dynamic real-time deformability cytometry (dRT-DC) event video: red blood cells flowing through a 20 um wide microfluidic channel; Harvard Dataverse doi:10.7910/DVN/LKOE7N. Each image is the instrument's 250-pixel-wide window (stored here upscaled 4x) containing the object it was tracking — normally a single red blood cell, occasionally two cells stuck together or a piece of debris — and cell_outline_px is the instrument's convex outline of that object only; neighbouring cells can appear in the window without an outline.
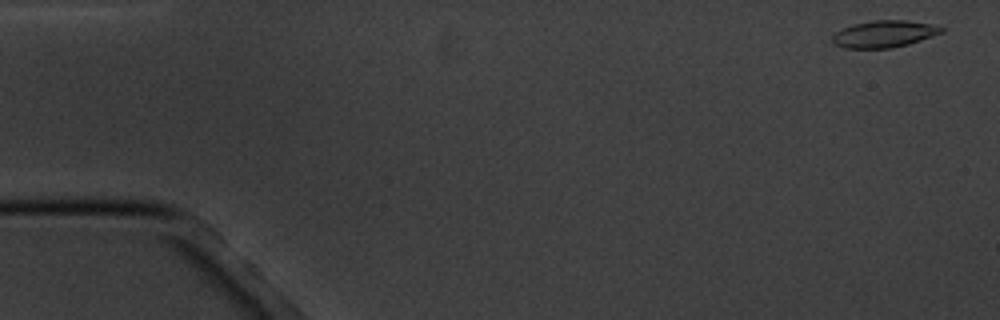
{"species": "common noctule bat (a hibernating species)", "species_latin": "Nyctalus noctula", "temperature_condition": "cold", "stored_images_in_passage": 5, "camera_frame_rate_fps": 3000, "um_per_image_px": 0.085, "animal": {"sex": "male", "body_mass_g": 20.1, "forearm_length_mm": 53.5}, "frame": {"image": 1, "passage_image": 1, "time_ms": 0.0, "image_size_px": [1000, 320], "cell_outline_px": [[944, 32], [908, 44], [892, 48], [844, 48], [836, 44], [832, 40], [832, 36], [836, 32], [852, 24], [872, 20], [904, 20], [928, 24], [944, 28]], "centroid_in_image_um": [75.13, 2.89], "position_along_channel_um": 9.9, "area_um2": 16.88}}
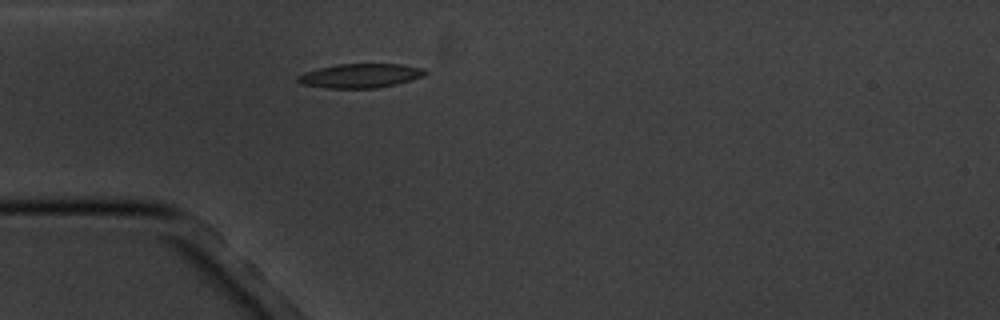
{"frame": {"image": 2, "passage_image": 5, "time_ms": 4.667, "image_size_px": [1000, 320], "cell_outline_px": [[428, 72], [424, 76], [396, 84], [376, 88], [324, 88], [300, 84], [296, 80], [296, 76], [304, 72], [336, 64], [404, 64], [424, 68]], "centroid_in_image_um": [30.62, 6.43], "position_along_channel_um": 54.4, "area_um2": 18.09}}